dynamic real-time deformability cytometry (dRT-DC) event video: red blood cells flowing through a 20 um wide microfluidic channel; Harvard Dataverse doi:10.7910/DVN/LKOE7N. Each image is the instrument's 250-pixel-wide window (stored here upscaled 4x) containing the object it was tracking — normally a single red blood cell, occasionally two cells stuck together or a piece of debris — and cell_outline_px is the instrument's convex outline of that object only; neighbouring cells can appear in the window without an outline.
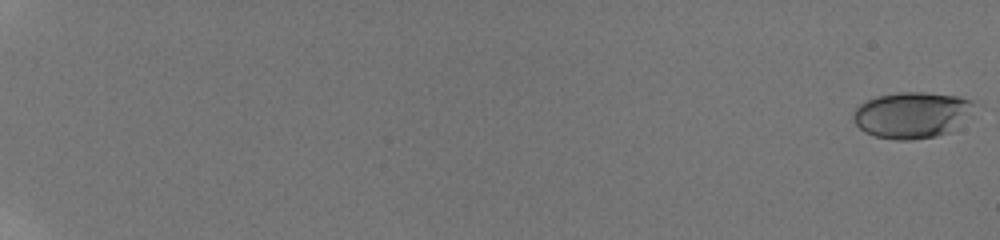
{"species": "human", "species_latin": "Homo sapiens", "temperature_condition": "room temperature", "stored_images_in_passage": 52, "camera_frame_rate_fps": 3000, "um_per_image_px": 0.085, "donor": {"sex": "male"}, "frame": {"image": 1, "passage_image": 1, "time_ms": 0.0, "image_size_px": [1000, 240], "cell_outline_px": [[972, 104], [948, 132], [936, 136], [912, 140], [896, 140], [876, 136], [864, 132], [852, 120], [852, 112], [860, 104], [876, 96], [896, 92], [924, 92], [956, 96], [972, 100]], "centroid_in_image_um": [77.34, 9.76], "position_along_channel_um": 7.7, "area_um2": 31.62}}
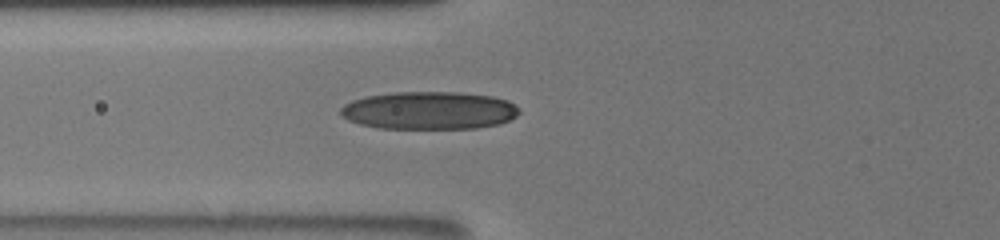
{"frame": {"image": 2, "passage_image": 24, "time_ms": 9.0, "image_size_px": [1000, 240], "cell_outline_px": [[520, 112], [516, 116], [500, 124], [476, 128], [380, 128], [360, 124], [348, 120], [340, 112], [340, 108], [344, 104], [352, 100], [368, 96], [396, 92], [460, 92], [492, 96], [508, 100], [516, 104], [520, 108]], "centroid_in_image_um": [36.52, 9.38], "position_along_channel_um": 89.3, "area_um2": 39.42}}
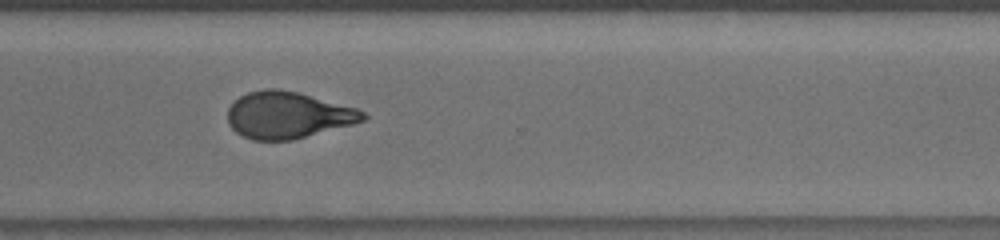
{"frame": {"image": 3, "passage_image": 41, "time_ms": 15.667, "image_size_px": [1000, 240], "cell_outline_px": [[368, 116], [364, 120], [352, 124], [292, 140], [252, 140], [236, 132], [228, 124], [228, 108], [240, 96], [248, 92], [264, 88], [280, 88], [300, 92], [356, 108], [364, 112]], "centroid_in_image_um": [24.45, 9.77], "position_along_channel_um": 346.1, "area_um2": 36.82}, "authors_computed_cell_mechanics": {"area_um2": 36.3851, "velocity_mm_per_s": 3.8544, "shape_relaxation_time_tau1_ms": 7.0147, "shape_relaxation_time_tau2_ms": 1.6354, "deformation_change_tau1": 0.224, "deformation_change_tau2": 0.0868}}